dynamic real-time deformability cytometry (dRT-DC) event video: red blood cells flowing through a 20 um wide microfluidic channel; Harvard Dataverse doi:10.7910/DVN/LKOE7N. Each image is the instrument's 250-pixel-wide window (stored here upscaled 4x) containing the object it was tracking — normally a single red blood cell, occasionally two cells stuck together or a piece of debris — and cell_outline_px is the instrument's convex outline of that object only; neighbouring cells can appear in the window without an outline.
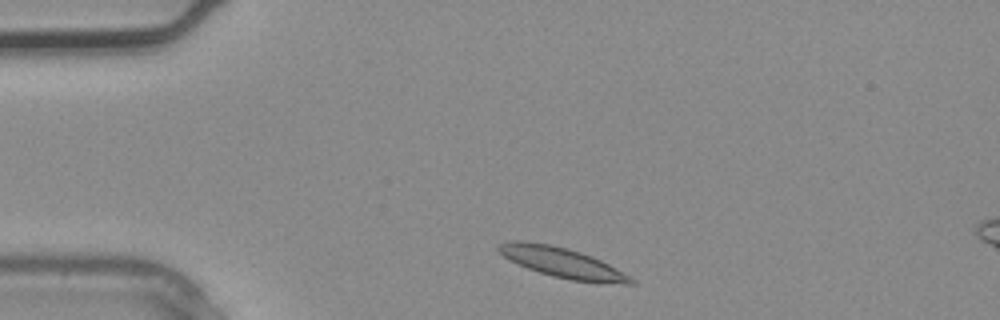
{"species": "common noctule bat (a hibernating species)", "species_latin": "Nyctalus noctula", "temperature_condition": "warm", "stored_images_in_passage": 2, "camera_frame_rate_fps": 3000, "um_per_image_px": 0.085, "animal": {"sex": "male", "body_mass_g": 20.4}, "frame": {"image": 1, "passage_image": 1, "time_ms": 0.0, "image_size_px": [1000, 320], "cell_outline_px": [[636, 284], [624, 284], [572, 280], [552, 276], [516, 264], [504, 256], [496, 248], [496, 244], [512, 240], [524, 240], [548, 244], [568, 248], [592, 256], [616, 268], [636, 280]], "centroid_in_image_um": [47.75, 22.3], "position_along_channel_um": 37.2, "area_um2": 23.06}}